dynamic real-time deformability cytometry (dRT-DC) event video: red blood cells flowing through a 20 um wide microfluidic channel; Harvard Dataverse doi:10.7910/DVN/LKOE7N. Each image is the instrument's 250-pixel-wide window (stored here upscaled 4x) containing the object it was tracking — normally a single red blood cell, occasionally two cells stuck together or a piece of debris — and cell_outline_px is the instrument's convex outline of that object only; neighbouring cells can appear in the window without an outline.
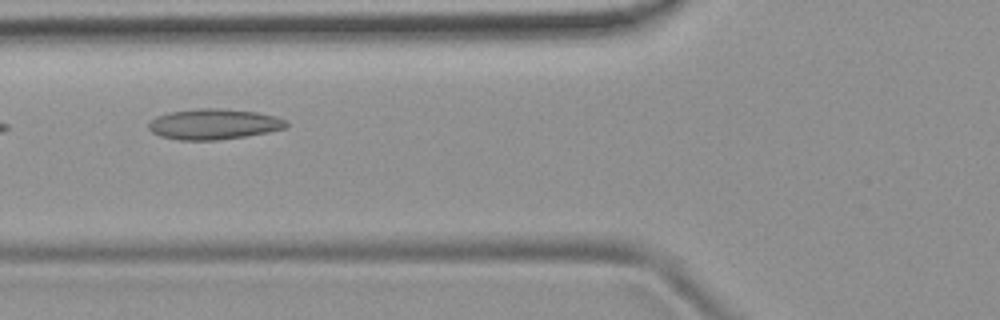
{"species": "common noctule bat (a hibernating species)", "species_latin": "Nyctalus noctula", "temperature_condition": "room temperature", "stored_images_in_passage": 6, "camera_frame_rate_fps": 3000, "um_per_image_px": 0.085, "animal": {"sex": "female", "body_mass_g": 19.9}, "frame": {"image": 1, "passage_image": 5, "time_ms": 4.667, "image_size_px": [1000, 320], "cell_outline_px": [[288, 128], [268, 132], [244, 136], [216, 140], [180, 140], [160, 136], [152, 132], [148, 128], [148, 124], [156, 116], [168, 112], [200, 108], [224, 108], [256, 112], [276, 116], [288, 120]], "centroid_in_image_um": [18.2, 10.54], "position_along_channel_um": 107.6, "area_um2": 24.68}}
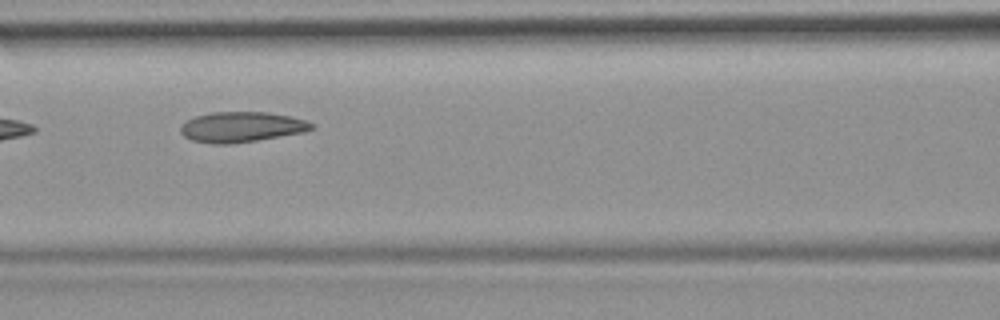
{"frame": {"image": 2, "passage_image": 6, "time_ms": 5.667, "image_size_px": [1000, 320], "cell_outline_px": [[312, 128], [304, 132], [256, 140], [228, 144], [212, 144], [192, 140], [184, 136], [180, 132], [180, 124], [196, 116], [212, 112], [268, 112], [292, 116], [308, 120], [312, 124]], "centroid_in_image_um": [20.51, 10.78], "position_along_channel_um": 146.1, "area_um2": 23.12}}